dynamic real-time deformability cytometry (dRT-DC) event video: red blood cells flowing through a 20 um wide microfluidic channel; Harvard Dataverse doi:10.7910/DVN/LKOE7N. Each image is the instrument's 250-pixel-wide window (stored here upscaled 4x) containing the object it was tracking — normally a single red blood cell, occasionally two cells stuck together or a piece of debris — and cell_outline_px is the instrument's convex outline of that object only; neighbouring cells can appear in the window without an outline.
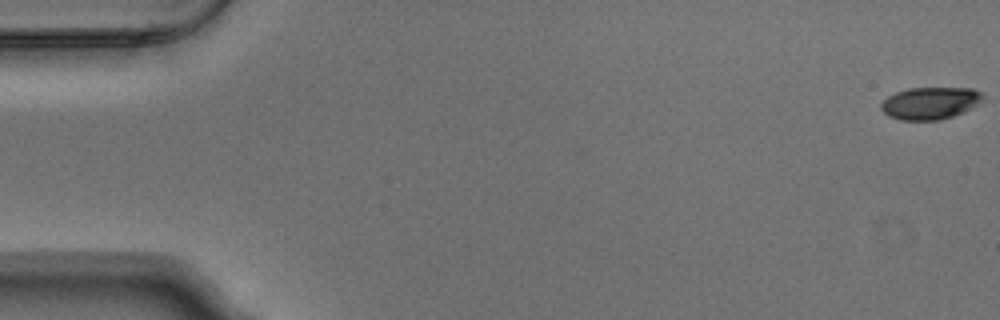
{"species": "Egyptian fruit bat (a non-hibernating species)", "species_latin": "Rousettus aegyptiacus", "temperature_condition": "warm", "stored_images_in_passage": 7, "camera_frame_rate_fps": 3000, "um_per_image_px": 0.085, "animal": {"sex": "male"}, "frame": {"image": 1, "passage_image": 1, "time_ms": 0.0, "image_size_px": [1000, 320], "cell_outline_px": [[984, 96], [976, 104], [964, 112], [940, 120], [900, 120], [888, 116], [880, 108], [880, 104], [888, 96], [896, 92], [908, 88], [972, 88], [980, 92]], "centroid_in_image_um": [79.02, 8.77], "position_along_channel_um": 6.0, "area_um2": 19.02}}
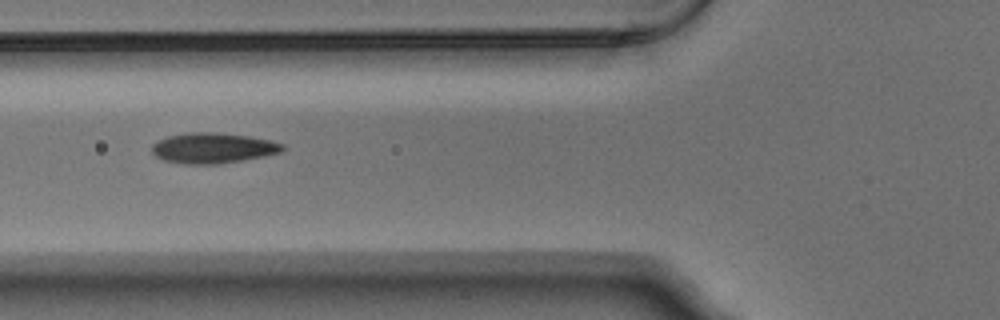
{"frame": {"image": 2, "passage_image": 6, "time_ms": 1.667, "image_size_px": [1000, 320], "cell_outline_px": [[284, 148], [280, 152], [264, 156], [220, 164], [184, 164], [164, 160], [156, 156], [152, 152], [152, 144], [156, 140], [168, 136], [188, 132], [212, 132], [252, 136], [272, 140], [284, 144]], "centroid_in_image_um": [18.1, 12.57], "position_along_channel_um": 107.7, "area_um2": 23.35}}
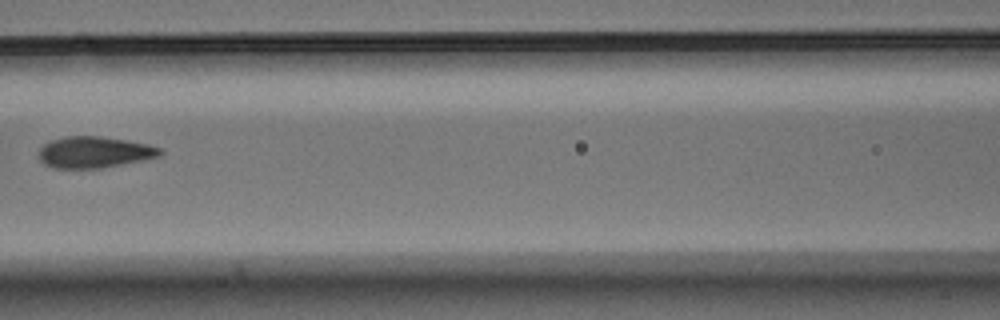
{"frame": {"image": 3, "passage_image": 7, "time_ms": 2.0, "image_size_px": [1000, 320], "cell_outline_px": [[164, 152], [160, 156], [100, 168], [56, 168], [44, 164], [40, 160], [40, 148], [44, 144], [52, 140], [64, 136], [100, 136], [148, 144], [160, 148]], "centroid_in_image_um": [8.01, 12.93], "position_along_channel_um": 158.6, "area_um2": 21.85}}